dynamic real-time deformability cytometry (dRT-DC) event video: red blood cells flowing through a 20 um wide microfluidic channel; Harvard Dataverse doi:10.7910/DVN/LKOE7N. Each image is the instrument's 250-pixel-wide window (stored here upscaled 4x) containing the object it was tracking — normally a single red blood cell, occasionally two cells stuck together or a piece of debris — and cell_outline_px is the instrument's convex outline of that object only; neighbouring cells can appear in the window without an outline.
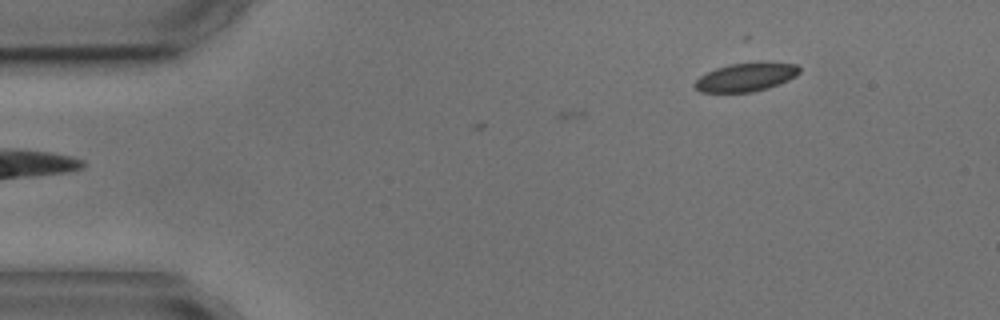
{"species": "common noctule bat (a hibernating species)", "species_latin": "Nyctalus noctula", "temperature_condition": "cold", "stored_images_in_passage": 2, "camera_frame_rate_fps": 3000, "um_per_image_px": 0.085, "animal": {"sex": "male", "body_mass_g": 17.9, "forearm_length_mm": 54.2}, "frame": {"image": 1, "passage_image": 2, "time_ms": 1.333, "image_size_px": [1000, 320], "cell_outline_px": [[800, 72], [796, 76], [788, 80], [768, 88], [752, 92], [700, 92], [692, 84], [700, 76], [716, 68], [728, 64], [796, 64], [800, 68]], "centroid_in_image_um": [63.35, 6.59], "position_along_channel_um": 21.6, "area_um2": 16.82}}